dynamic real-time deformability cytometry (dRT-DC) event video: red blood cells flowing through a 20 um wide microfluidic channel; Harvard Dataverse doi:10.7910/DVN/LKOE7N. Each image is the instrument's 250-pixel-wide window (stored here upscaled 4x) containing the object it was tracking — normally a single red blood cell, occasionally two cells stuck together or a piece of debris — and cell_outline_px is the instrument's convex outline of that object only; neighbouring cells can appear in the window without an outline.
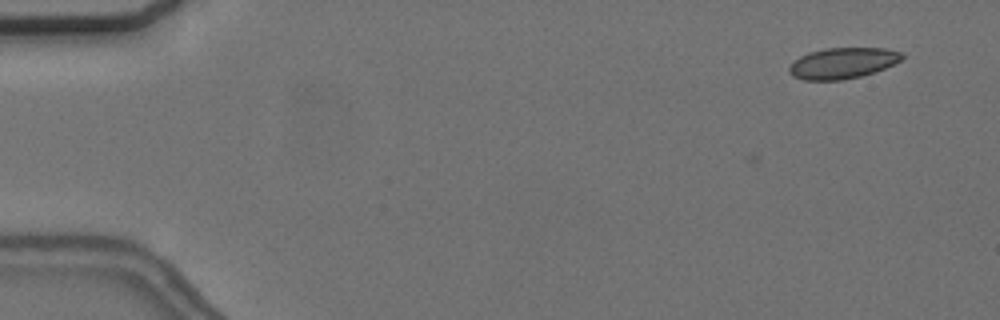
{"species": "common noctule bat (a hibernating species)", "species_latin": "Nyctalus noctula", "temperature_condition": "cold", "stored_images_in_passage": 6, "camera_frame_rate_fps": 3000, "um_per_image_px": 0.085, "animal": {"sex": "female", "body_mass_g": 24.6, "forearm_length_mm": 56.2}, "frame": {"image": 1, "passage_image": 1, "time_ms": 0.0, "image_size_px": [1000, 320], "cell_outline_px": [[904, 56], [900, 60], [884, 68], [860, 76], [840, 80], [804, 80], [792, 76], [788, 72], [788, 68], [800, 56], [808, 52], [824, 48], [884, 48], [900, 52]], "centroid_in_image_um": [71.58, 5.36], "position_along_channel_um": 13.4, "area_um2": 20.11}}